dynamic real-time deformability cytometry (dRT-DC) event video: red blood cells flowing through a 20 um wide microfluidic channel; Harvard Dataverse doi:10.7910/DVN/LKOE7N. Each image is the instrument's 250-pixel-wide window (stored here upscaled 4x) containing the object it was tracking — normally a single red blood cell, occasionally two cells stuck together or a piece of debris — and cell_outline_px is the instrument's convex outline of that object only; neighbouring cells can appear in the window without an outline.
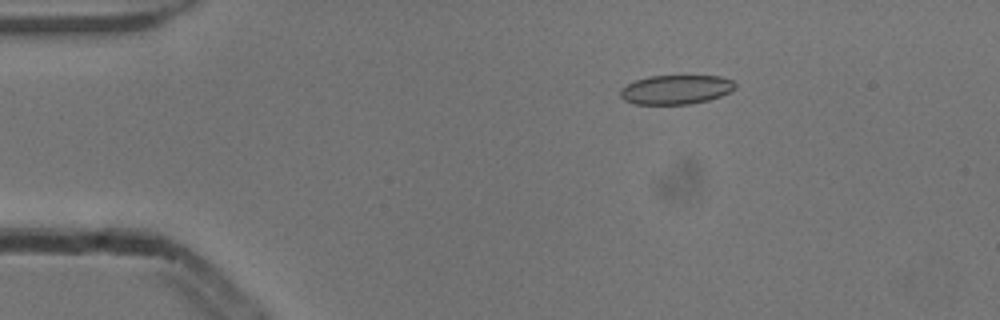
{"species": "common noctule bat (a hibernating species)", "species_latin": "Nyctalus noctula", "temperature_condition": "cold", "stored_images_in_passage": 53, "camera_frame_rate_fps": 3000, "um_per_image_px": 0.085, "animal": {"sex": "male", "body_mass_g": 13.3}, "frame": {"image": 1, "passage_image": 9, "time_ms": 2.667, "image_size_px": [1000, 320], "cell_outline_px": [[736, 88], [720, 96], [708, 100], [688, 104], [636, 104], [624, 100], [620, 96], [620, 88], [636, 80], [648, 76], [720, 76], [732, 80], [736, 84]], "centroid_in_image_um": [57.45, 7.61], "position_along_channel_um": 27.6, "area_um2": 19.48}}
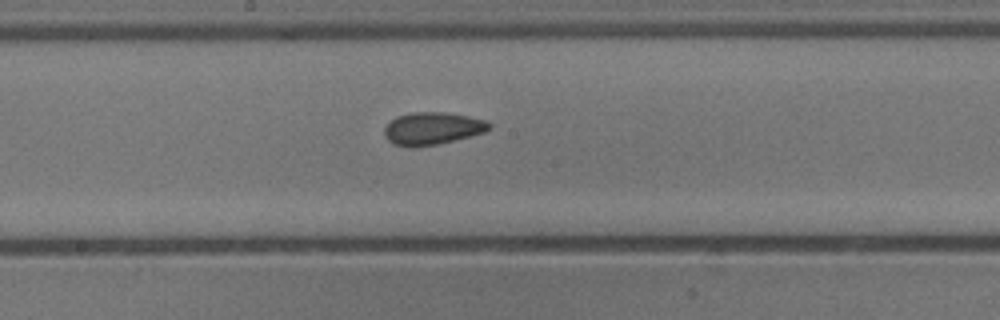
{"frame": {"image": 2, "passage_image": 28, "time_ms": 9.0, "image_size_px": [1000, 320], "cell_outline_px": [[492, 128], [484, 132], [436, 144], [416, 148], [408, 148], [392, 144], [384, 136], [384, 128], [396, 116], [412, 112], [444, 112], [468, 116], [488, 120], [492, 124]], "centroid_in_image_um": [36.73, 10.92], "position_along_channel_um": 211.5, "area_um2": 20.0}}
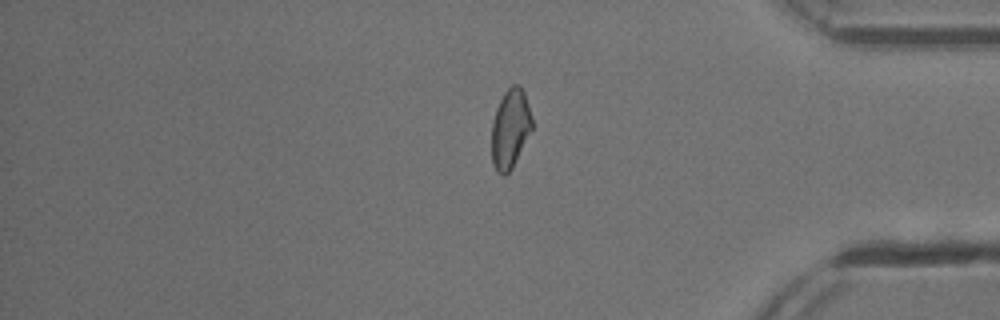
{"frame": {"image": 3, "passage_image": 44, "time_ms": 14.333, "image_size_px": [1000, 320], "cell_outline_px": [[532, 128], [512, 168], [504, 176], [496, 172], [492, 164], [492, 120], [496, 108], [504, 92], [512, 84], [520, 84], [524, 92], [532, 116]], "centroid_in_image_um": [43.36, 10.92], "position_along_channel_um": 391.8, "area_um2": 18.67}, "authors_computed_cell_mechanics": {"area_um2": 19.3052, "velocity_mm_per_s": 3.8521, "shape_relaxation_time_tau1_ms": null, "shape_relaxation_time_tau2_ms": 3.1048, "deformation_change_tau1": null, "deformation_change_tau2": 0.0873}}